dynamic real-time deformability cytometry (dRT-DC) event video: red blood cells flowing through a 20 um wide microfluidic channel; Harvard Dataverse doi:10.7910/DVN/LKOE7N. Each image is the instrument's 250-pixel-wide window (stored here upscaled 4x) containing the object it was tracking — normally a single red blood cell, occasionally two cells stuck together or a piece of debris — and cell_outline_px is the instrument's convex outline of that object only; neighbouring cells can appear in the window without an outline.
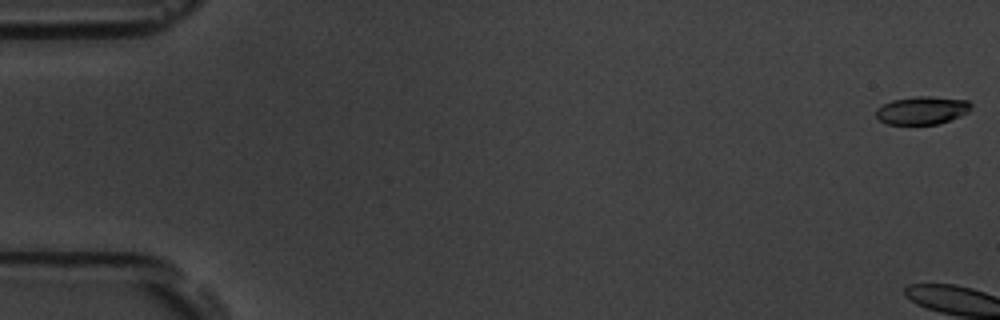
{"species": "common noctule bat (a hibernating species)", "species_latin": "Nyctalus noctula", "temperature_condition": "room temperature", "stored_images_in_passage": 5, "camera_frame_rate_fps": 3000, "um_per_image_px": 0.085, "animal": {"sex": "male", "body_mass_g": 19.5, "forearm_length_mm": 54.6}, "frame": {"image": 1, "passage_image": 1, "time_ms": 0.0, "image_size_px": [1000, 320], "cell_outline_px": [[972, 104], [968, 112], [960, 116], [936, 124], [888, 124], [880, 120], [876, 116], [876, 108], [892, 100], [916, 96], [928, 96], [968, 100]], "centroid_in_image_um": [78.37, 9.37], "position_along_channel_um": 6.6, "area_um2": 15.37}}